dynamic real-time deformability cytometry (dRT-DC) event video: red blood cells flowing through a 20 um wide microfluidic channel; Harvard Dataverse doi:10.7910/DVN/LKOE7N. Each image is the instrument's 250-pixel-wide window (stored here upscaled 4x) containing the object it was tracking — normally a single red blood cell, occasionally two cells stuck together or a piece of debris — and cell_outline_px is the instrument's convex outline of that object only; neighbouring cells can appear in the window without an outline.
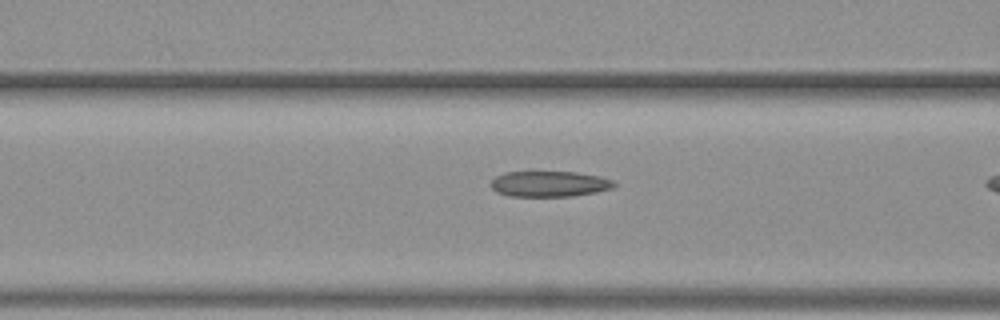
{"species": "common noctule bat (a hibernating species)", "species_latin": "Nyctalus noctula", "temperature_condition": "warm", "stored_images_in_passage": 6, "camera_frame_rate_fps": 3000, "um_per_image_px": 0.085, "animal": {"sex": "female", "body_mass_g": 19.3, "forearm_length_mm": 54.1}, "frame": {"image": 1, "passage_image": 5, "time_ms": 1.333, "image_size_px": [1000, 320], "cell_outline_px": [[616, 184], [612, 188], [596, 192], [572, 196], [508, 196], [496, 192], [492, 188], [492, 180], [496, 176], [504, 172], [576, 172], [600, 176], [612, 180]], "centroid_in_image_um": [46.69, 15.63], "position_along_channel_um": 119.9, "area_um2": 18.38}}